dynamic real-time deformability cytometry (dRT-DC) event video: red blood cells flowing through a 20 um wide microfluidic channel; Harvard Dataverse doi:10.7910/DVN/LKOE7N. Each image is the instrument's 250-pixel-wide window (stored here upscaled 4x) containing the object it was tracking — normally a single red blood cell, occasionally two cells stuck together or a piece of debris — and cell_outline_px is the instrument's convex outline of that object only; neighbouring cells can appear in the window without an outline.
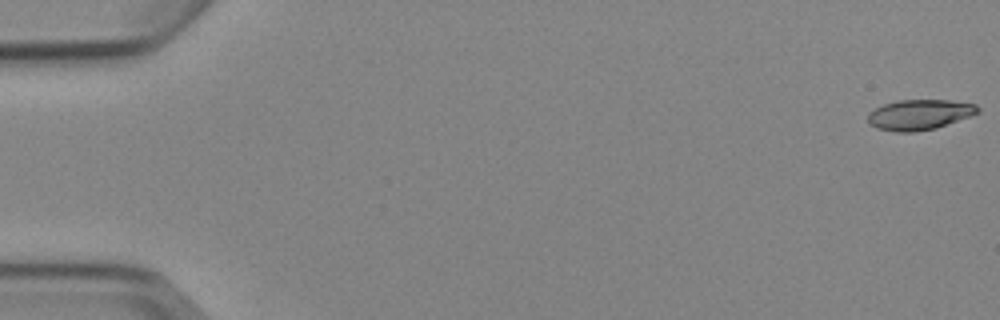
{"species": "Egyptian fruit bat (a non-hibernating species)", "species_latin": "Rousettus aegyptiacus", "temperature_condition": "cold", "stored_images_in_passage": 8, "camera_frame_rate_fps": 3000, "um_per_image_px": 0.085, "animal": {"sex": "female"}, "frame": {"image": 1, "passage_image": 1, "time_ms": 0.0, "image_size_px": [1000, 320], "cell_outline_px": [[980, 112], [936, 128], [916, 132], [896, 132], [876, 128], [868, 124], [868, 112], [884, 104], [896, 100], [948, 100], [976, 104], [980, 108]], "centroid_in_image_um": [78.13, 9.75], "position_along_channel_um": 6.9, "area_um2": 19.48}}
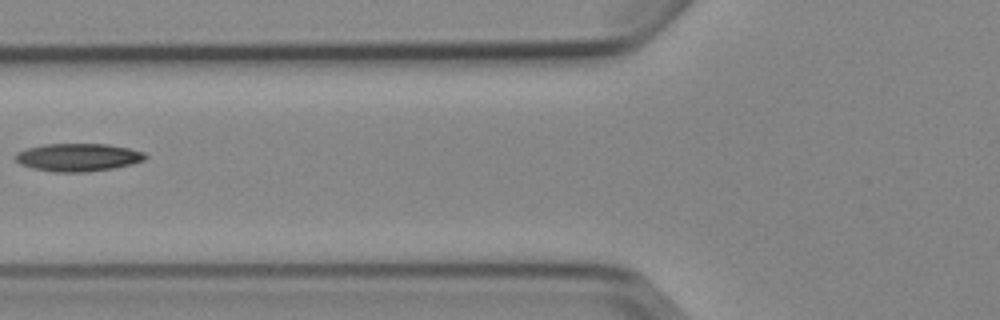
{"frame": {"image": 2, "passage_image": 7, "time_ms": 7.0, "image_size_px": [1000, 320], "cell_outline_px": [[148, 156], [144, 160], [132, 164], [112, 168], [88, 172], [52, 172], [32, 168], [20, 164], [16, 160], [16, 152], [28, 148], [44, 144], [108, 144], [128, 148], [144, 152]], "centroid_in_image_um": [6.64, 13.37], "position_along_channel_um": 119.2, "area_um2": 21.1}}
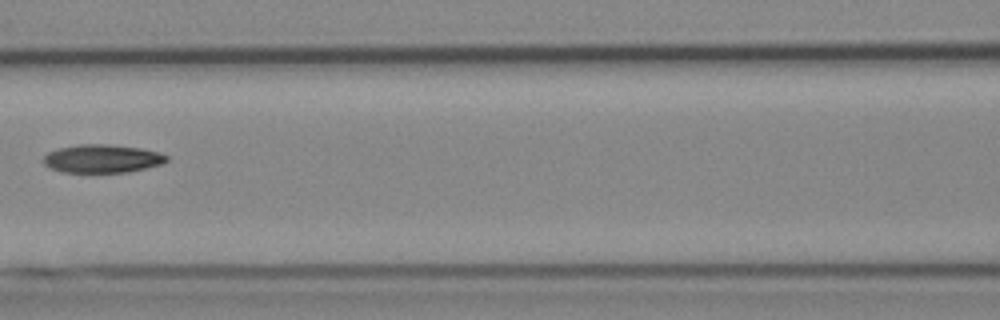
{"frame": {"image": 3, "passage_image": 8, "time_ms": 8.0, "image_size_px": [1000, 320], "cell_outline_px": [[168, 160], [164, 164], [128, 172], [60, 172], [48, 168], [44, 164], [44, 156], [48, 152], [60, 148], [80, 144], [108, 144], [140, 148], [160, 152], [168, 156]], "centroid_in_image_um": [8.71, 13.49], "position_along_channel_um": 157.9, "area_um2": 20.4}}